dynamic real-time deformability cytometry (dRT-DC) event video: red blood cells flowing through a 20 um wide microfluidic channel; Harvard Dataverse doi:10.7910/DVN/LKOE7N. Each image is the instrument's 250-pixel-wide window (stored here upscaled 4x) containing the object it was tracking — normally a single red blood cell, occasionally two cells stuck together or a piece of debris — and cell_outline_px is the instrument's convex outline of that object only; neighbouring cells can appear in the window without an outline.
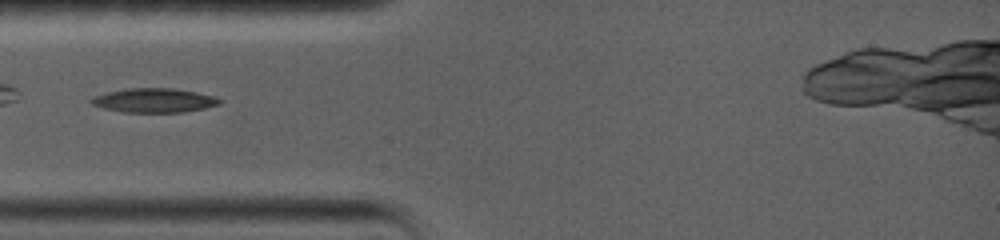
{"species": "common noctule bat (a hibernating species)", "species_latin": "Nyctalus noctula", "temperature_condition": "warm", "stored_images_in_passage": 13, "camera_frame_rate_fps": 5000, "um_per_image_px": 0.085, "animal": {"sex": "female", "body_mass_g": 19.0, "forearm_length_mm": 56.7}, "frame": {"image": 1, "passage_image": 3, "time_ms": 1.0, "image_size_px": [1000, 240], "cell_outline_px": [[220, 104], [204, 108], [184, 112], [124, 112], [104, 108], [92, 104], [88, 100], [92, 96], [124, 88], [176, 88], [216, 96], [220, 100]], "centroid_in_image_um": [13.08, 8.52], "position_along_channel_um": 71.9, "area_um2": 18.15}}
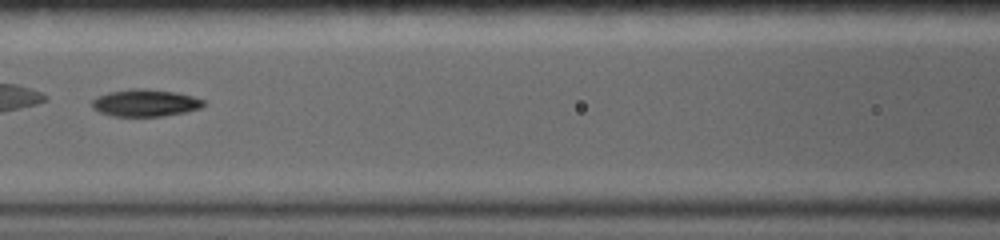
{"frame": {"image": 2, "passage_image": 8, "time_ms": 3.2, "image_size_px": [1000, 240], "cell_outline_px": [[204, 104], [200, 108], [184, 112], [164, 116], [112, 116], [100, 112], [92, 108], [92, 100], [96, 96], [108, 92], [132, 88], [144, 88], [176, 92], [192, 96], [204, 100]], "centroid_in_image_um": [12.31, 8.74], "position_along_channel_um": 154.3, "area_um2": 17.69}}